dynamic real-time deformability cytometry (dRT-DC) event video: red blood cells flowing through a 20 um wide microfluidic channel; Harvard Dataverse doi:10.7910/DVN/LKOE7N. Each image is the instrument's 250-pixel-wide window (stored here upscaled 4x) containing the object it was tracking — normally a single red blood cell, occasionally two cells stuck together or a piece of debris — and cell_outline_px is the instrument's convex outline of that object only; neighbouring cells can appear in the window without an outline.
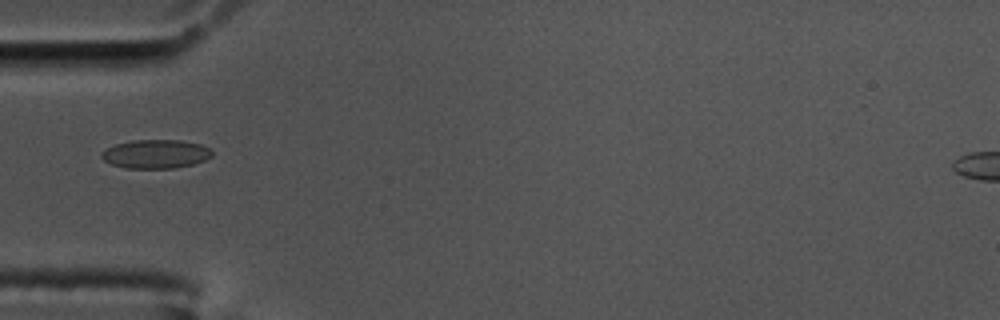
{"species": "common noctule bat (a hibernating species)", "species_latin": "Nyctalus noctula", "temperature_condition": "cold", "stored_images_in_passage": 40, "segment_of_instrument_passage": [1, 2], "camera_frame_rate_fps": 3000, "um_per_image_px": 0.085, "animal": {"sex": "male", "body_mass_g": 17.5, "forearm_length_mm": 52.3}, "frame": {"image": 1, "passage_image": 1, "time_ms": 0.0, "image_size_px": [1000, 320], "cell_outline_px": [[212, 156], [204, 160], [192, 164], [176, 168], [124, 168], [112, 164], [104, 160], [100, 156], [100, 152], [116, 144], [132, 140], [180, 140], [200, 144], [208, 148], [212, 152]], "centroid_in_image_um": [13.22, 13.09], "position_along_channel_um": 71.8, "area_um2": 18.44}}
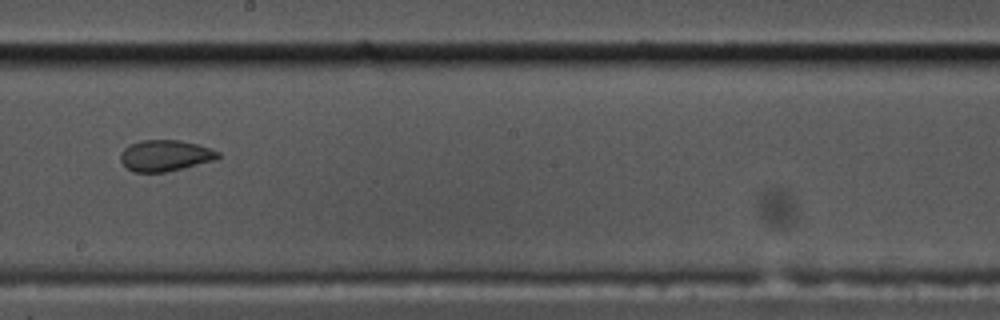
{"frame": {"image": 2, "passage_image": 15, "time_ms": 4.667, "image_size_px": [1000, 320], "cell_outline_px": [[220, 156], [216, 160], [164, 172], [132, 172], [124, 168], [120, 160], [120, 152], [128, 144], [144, 140], [180, 140], [196, 144], [220, 152]], "centroid_in_image_um": [13.98, 13.23], "position_along_channel_um": 234.2, "area_um2": 17.8}}
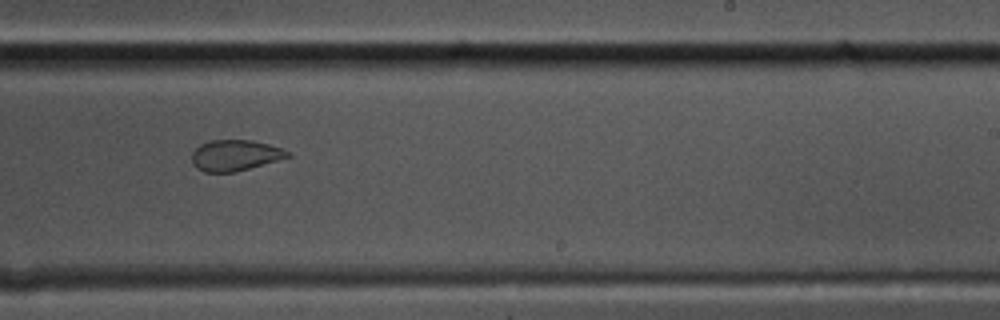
{"frame": {"image": 3, "passage_image": 18, "time_ms": 5.667, "image_size_px": [1000, 320], "cell_outline_px": [[292, 156], [236, 172], [204, 172], [196, 168], [192, 164], [192, 152], [200, 144], [208, 140], [252, 140], [268, 144], [292, 152]], "centroid_in_image_um": [19.97, 13.2], "position_along_channel_um": 269.0, "area_um2": 17.4}}